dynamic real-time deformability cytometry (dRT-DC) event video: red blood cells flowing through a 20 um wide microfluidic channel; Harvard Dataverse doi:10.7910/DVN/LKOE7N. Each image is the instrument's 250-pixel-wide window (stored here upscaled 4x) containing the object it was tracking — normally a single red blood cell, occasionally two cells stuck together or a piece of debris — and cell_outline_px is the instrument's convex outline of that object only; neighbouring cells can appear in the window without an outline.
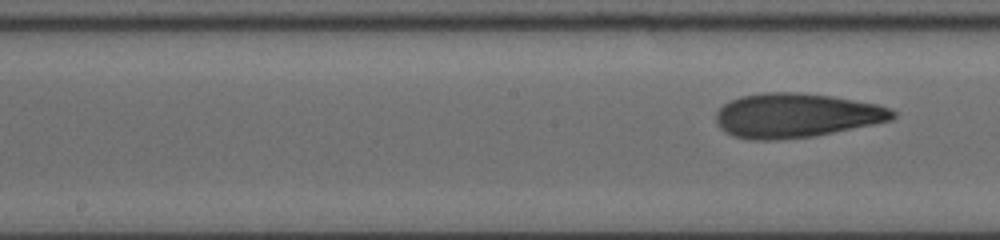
{"species": "human", "species_latin": "Homo sapiens", "temperature_condition": "cold", "stored_images_in_passage": 17, "camera_frame_rate_fps": 3000, "um_per_image_px": 0.085, "donor": {"sex": "female"}, "frame": {"image": 1, "passage_image": 17, "time_ms": 10.0, "image_size_px": [1000, 240], "cell_outline_px": [[896, 116], [892, 120], [816, 136], [776, 140], [752, 140], [736, 136], [724, 132], [720, 128], [716, 120], [716, 112], [724, 104], [740, 96], [764, 92], [800, 92], [832, 96], [876, 104], [892, 108], [896, 112]], "centroid_in_image_um": [67.68, 9.81], "position_along_channel_um": 180.5, "area_um2": 45.78}}